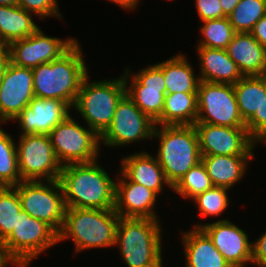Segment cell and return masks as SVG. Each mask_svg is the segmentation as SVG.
Returning a JSON list of instances; mask_svg holds the SVG:
<instances>
[{
	"instance_id": "obj_1",
	"label": "cell",
	"mask_w": 266,
	"mask_h": 267,
	"mask_svg": "<svg viewBox=\"0 0 266 267\" xmlns=\"http://www.w3.org/2000/svg\"><path fill=\"white\" fill-rule=\"evenodd\" d=\"M113 179L97 160L62 166L59 182L66 208L114 209Z\"/></svg>"
},
{
	"instance_id": "obj_2",
	"label": "cell",
	"mask_w": 266,
	"mask_h": 267,
	"mask_svg": "<svg viewBox=\"0 0 266 267\" xmlns=\"http://www.w3.org/2000/svg\"><path fill=\"white\" fill-rule=\"evenodd\" d=\"M82 51L77 41L59 59L32 68L34 96L58 99L73 109L82 81L88 75Z\"/></svg>"
},
{
	"instance_id": "obj_3",
	"label": "cell",
	"mask_w": 266,
	"mask_h": 267,
	"mask_svg": "<svg viewBox=\"0 0 266 267\" xmlns=\"http://www.w3.org/2000/svg\"><path fill=\"white\" fill-rule=\"evenodd\" d=\"M119 220L114 209L66 208L58 243L72 239L76 253L114 247Z\"/></svg>"
},
{
	"instance_id": "obj_4",
	"label": "cell",
	"mask_w": 266,
	"mask_h": 267,
	"mask_svg": "<svg viewBox=\"0 0 266 267\" xmlns=\"http://www.w3.org/2000/svg\"><path fill=\"white\" fill-rule=\"evenodd\" d=\"M159 140L156 158L173 188L195 165L201 162L197 131L194 125L155 126L153 139Z\"/></svg>"
},
{
	"instance_id": "obj_5",
	"label": "cell",
	"mask_w": 266,
	"mask_h": 267,
	"mask_svg": "<svg viewBox=\"0 0 266 267\" xmlns=\"http://www.w3.org/2000/svg\"><path fill=\"white\" fill-rule=\"evenodd\" d=\"M159 220L120 217L115 246L127 267H163Z\"/></svg>"
},
{
	"instance_id": "obj_6",
	"label": "cell",
	"mask_w": 266,
	"mask_h": 267,
	"mask_svg": "<svg viewBox=\"0 0 266 267\" xmlns=\"http://www.w3.org/2000/svg\"><path fill=\"white\" fill-rule=\"evenodd\" d=\"M89 74L82 81L73 108L85 124L101 136L110 126L117 103L126 94L123 75L117 79L90 82Z\"/></svg>"
},
{
	"instance_id": "obj_7",
	"label": "cell",
	"mask_w": 266,
	"mask_h": 267,
	"mask_svg": "<svg viewBox=\"0 0 266 267\" xmlns=\"http://www.w3.org/2000/svg\"><path fill=\"white\" fill-rule=\"evenodd\" d=\"M48 136L62 166L90 163L99 157L102 145L100 136L88 126H81L71 115L59 123Z\"/></svg>"
},
{
	"instance_id": "obj_8",
	"label": "cell",
	"mask_w": 266,
	"mask_h": 267,
	"mask_svg": "<svg viewBox=\"0 0 266 267\" xmlns=\"http://www.w3.org/2000/svg\"><path fill=\"white\" fill-rule=\"evenodd\" d=\"M14 188L18 192L22 210L45 222L58 234L66 209L59 180L21 181Z\"/></svg>"
},
{
	"instance_id": "obj_9",
	"label": "cell",
	"mask_w": 266,
	"mask_h": 267,
	"mask_svg": "<svg viewBox=\"0 0 266 267\" xmlns=\"http://www.w3.org/2000/svg\"><path fill=\"white\" fill-rule=\"evenodd\" d=\"M2 242L20 265H31L46 249L58 244V234L21 209L16 226Z\"/></svg>"
},
{
	"instance_id": "obj_10",
	"label": "cell",
	"mask_w": 266,
	"mask_h": 267,
	"mask_svg": "<svg viewBox=\"0 0 266 267\" xmlns=\"http://www.w3.org/2000/svg\"><path fill=\"white\" fill-rule=\"evenodd\" d=\"M16 143L22 181L59 180L62 165L45 134L20 135Z\"/></svg>"
},
{
	"instance_id": "obj_11",
	"label": "cell",
	"mask_w": 266,
	"mask_h": 267,
	"mask_svg": "<svg viewBox=\"0 0 266 267\" xmlns=\"http://www.w3.org/2000/svg\"><path fill=\"white\" fill-rule=\"evenodd\" d=\"M197 103L196 123L246 127L239 112L233 84L200 81Z\"/></svg>"
},
{
	"instance_id": "obj_12",
	"label": "cell",
	"mask_w": 266,
	"mask_h": 267,
	"mask_svg": "<svg viewBox=\"0 0 266 267\" xmlns=\"http://www.w3.org/2000/svg\"><path fill=\"white\" fill-rule=\"evenodd\" d=\"M155 122L144 114L125 94L117 103L109 128L100 136L108 147H122L141 140L153 139Z\"/></svg>"
},
{
	"instance_id": "obj_13",
	"label": "cell",
	"mask_w": 266,
	"mask_h": 267,
	"mask_svg": "<svg viewBox=\"0 0 266 267\" xmlns=\"http://www.w3.org/2000/svg\"><path fill=\"white\" fill-rule=\"evenodd\" d=\"M124 70L126 94L144 114L156 122L161 117L166 94L163 70L157 64L142 68L136 74L130 73L128 67Z\"/></svg>"
},
{
	"instance_id": "obj_14",
	"label": "cell",
	"mask_w": 266,
	"mask_h": 267,
	"mask_svg": "<svg viewBox=\"0 0 266 267\" xmlns=\"http://www.w3.org/2000/svg\"><path fill=\"white\" fill-rule=\"evenodd\" d=\"M201 156H254L257 142L246 127H224L195 123Z\"/></svg>"
},
{
	"instance_id": "obj_15",
	"label": "cell",
	"mask_w": 266,
	"mask_h": 267,
	"mask_svg": "<svg viewBox=\"0 0 266 267\" xmlns=\"http://www.w3.org/2000/svg\"><path fill=\"white\" fill-rule=\"evenodd\" d=\"M77 39L46 36L39 27L32 35L10 43L7 48L10 62L18 67L34 68L59 59Z\"/></svg>"
},
{
	"instance_id": "obj_16",
	"label": "cell",
	"mask_w": 266,
	"mask_h": 267,
	"mask_svg": "<svg viewBox=\"0 0 266 267\" xmlns=\"http://www.w3.org/2000/svg\"><path fill=\"white\" fill-rule=\"evenodd\" d=\"M198 224V225H197ZM193 225L202 228L213 241L216 249L232 267H245L252 263V242L249 235L227 219Z\"/></svg>"
},
{
	"instance_id": "obj_17",
	"label": "cell",
	"mask_w": 266,
	"mask_h": 267,
	"mask_svg": "<svg viewBox=\"0 0 266 267\" xmlns=\"http://www.w3.org/2000/svg\"><path fill=\"white\" fill-rule=\"evenodd\" d=\"M34 97L32 68L10 62L0 82V124L14 120Z\"/></svg>"
},
{
	"instance_id": "obj_18",
	"label": "cell",
	"mask_w": 266,
	"mask_h": 267,
	"mask_svg": "<svg viewBox=\"0 0 266 267\" xmlns=\"http://www.w3.org/2000/svg\"><path fill=\"white\" fill-rule=\"evenodd\" d=\"M72 108L65 102L51 98L34 97L14 119L21 128L20 135H48L68 115Z\"/></svg>"
},
{
	"instance_id": "obj_19",
	"label": "cell",
	"mask_w": 266,
	"mask_h": 267,
	"mask_svg": "<svg viewBox=\"0 0 266 267\" xmlns=\"http://www.w3.org/2000/svg\"><path fill=\"white\" fill-rule=\"evenodd\" d=\"M116 182L115 212L123 218L159 220L155 211L157 194L147 187L129 180L120 170Z\"/></svg>"
},
{
	"instance_id": "obj_20",
	"label": "cell",
	"mask_w": 266,
	"mask_h": 267,
	"mask_svg": "<svg viewBox=\"0 0 266 267\" xmlns=\"http://www.w3.org/2000/svg\"><path fill=\"white\" fill-rule=\"evenodd\" d=\"M121 159L119 170L132 182L147 187L157 195L163 192L165 186L172 189L157 158L153 157L151 153L135 152Z\"/></svg>"
},
{
	"instance_id": "obj_21",
	"label": "cell",
	"mask_w": 266,
	"mask_h": 267,
	"mask_svg": "<svg viewBox=\"0 0 266 267\" xmlns=\"http://www.w3.org/2000/svg\"><path fill=\"white\" fill-rule=\"evenodd\" d=\"M226 51L243 76L266 75V49L250 32H236Z\"/></svg>"
},
{
	"instance_id": "obj_22",
	"label": "cell",
	"mask_w": 266,
	"mask_h": 267,
	"mask_svg": "<svg viewBox=\"0 0 266 267\" xmlns=\"http://www.w3.org/2000/svg\"><path fill=\"white\" fill-rule=\"evenodd\" d=\"M185 267H232L202 228L182 233Z\"/></svg>"
},
{
	"instance_id": "obj_23",
	"label": "cell",
	"mask_w": 266,
	"mask_h": 267,
	"mask_svg": "<svg viewBox=\"0 0 266 267\" xmlns=\"http://www.w3.org/2000/svg\"><path fill=\"white\" fill-rule=\"evenodd\" d=\"M196 48L200 62V81L236 84L243 77L226 49Z\"/></svg>"
},
{
	"instance_id": "obj_24",
	"label": "cell",
	"mask_w": 266,
	"mask_h": 267,
	"mask_svg": "<svg viewBox=\"0 0 266 267\" xmlns=\"http://www.w3.org/2000/svg\"><path fill=\"white\" fill-rule=\"evenodd\" d=\"M254 156H201L213 186L231 189L246 174L248 164Z\"/></svg>"
},
{
	"instance_id": "obj_25",
	"label": "cell",
	"mask_w": 266,
	"mask_h": 267,
	"mask_svg": "<svg viewBox=\"0 0 266 267\" xmlns=\"http://www.w3.org/2000/svg\"><path fill=\"white\" fill-rule=\"evenodd\" d=\"M185 54L178 53L157 65L163 70L166 94L184 92L197 93L200 83L194 69L186 59Z\"/></svg>"
},
{
	"instance_id": "obj_26",
	"label": "cell",
	"mask_w": 266,
	"mask_h": 267,
	"mask_svg": "<svg viewBox=\"0 0 266 267\" xmlns=\"http://www.w3.org/2000/svg\"><path fill=\"white\" fill-rule=\"evenodd\" d=\"M197 93L165 94L164 108L156 125H194L197 120Z\"/></svg>"
},
{
	"instance_id": "obj_27",
	"label": "cell",
	"mask_w": 266,
	"mask_h": 267,
	"mask_svg": "<svg viewBox=\"0 0 266 267\" xmlns=\"http://www.w3.org/2000/svg\"><path fill=\"white\" fill-rule=\"evenodd\" d=\"M27 12L17 4L0 6V39L8 46L10 43L32 35L39 27Z\"/></svg>"
},
{
	"instance_id": "obj_28",
	"label": "cell",
	"mask_w": 266,
	"mask_h": 267,
	"mask_svg": "<svg viewBox=\"0 0 266 267\" xmlns=\"http://www.w3.org/2000/svg\"><path fill=\"white\" fill-rule=\"evenodd\" d=\"M234 85L240 115L246 123L262 102V76H243Z\"/></svg>"
},
{
	"instance_id": "obj_29",
	"label": "cell",
	"mask_w": 266,
	"mask_h": 267,
	"mask_svg": "<svg viewBox=\"0 0 266 267\" xmlns=\"http://www.w3.org/2000/svg\"><path fill=\"white\" fill-rule=\"evenodd\" d=\"M21 181L16 143L0 127V187H14Z\"/></svg>"
},
{
	"instance_id": "obj_30",
	"label": "cell",
	"mask_w": 266,
	"mask_h": 267,
	"mask_svg": "<svg viewBox=\"0 0 266 267\" xmlns=\"http://www.w3.org/2000/svg\"><path fill=\"white\" fill-rule=\"evenodd\" d=\"M202 22L200 31L203 38L196 47L226 49L236 33L228 17Z\"/></svg>"
},
{
	"instance_id": "obj_31",
	"label": "cell",
	"mask_w": 266,
	"mask_h": 267,
	"mask_svg": "<svg viewBox=\"0 0 266 267\" xmlns=\"http://www.w3.org/2000/svg\"><path fill=\"white\" fill-rule=\"evenodd\" d=\"M264 15L266 0H240L227 17L235 32H251Z\"/></svg>"
},
{
	"instance_id": "obj_32",
	"label": "cell",
	"mask_w": 266,
	"mask_h": 267,
	"mask_svg": "<svg viewBox=\"0 0 266 267\" xmlns=\"http://www.w3.org/2000/svg\"><path fill=\"white\" fill-rule=\"evenodd\" d=\"M212 187L213 184L208 176L206 167L201 161L192 167L172 190L182 196V198L184 196V198L190 200Z\"/></svg>"
},
{
	"instance_id": "obj_33",
	"label": "cell",
	"mask_w": 266,
	"mask_h": 267,
	"mask_svg": "<svg viewBox=\"0 0 266 267\" xmlns=\"http://www.w3.org/2000/svg\"><path fill=\"white\" fill-rule=\"evenodd\" d=\"M21 209L17 190L14 187H0V241L13 231Z\"/></svg>"
},
{
	"instance_id": "obj_34",
	"label": "cell",
	"mask_w": 266,
	"mask_h": 267,
	"mask_svg": "<svg viewBox=\"0 0 266 267\" xmlns=\"http://www.w3.org/2000/svg\"><path fill=\"white\" fill-rule=\"evenodd\" d=\"M228 188L213 186L192 199L202 217L220 216L229 207Z\"/></svg>"
},
{
	"instance_id": "obj_35",
	"label": "cell",
	"mask_w": 266,
	"mask_h": 267,
	"mask_svg": "<svg viewBox=\"0 0 266 267\" xmlns=\"http://www.w3.org/2000/svg\"><path fill=\"white\" fill-rule=\"evenodd\" d=\"M249 135L261 144L266 142V75L262 76V102L259 111L246 122Z\"/></svg>"
},
{
	"instance_id": "obj_36",
	"label": "cell",
	"mask_w": 266,
	"mask_h": 267,
	"mask_svg": "<svg viewBox=\"0 0 266 267\" xmlns=\"http://www.w3.org/2000/svg\"><path fill=\"white\" fill-rule=\"evenodd\" d=\"M17 5L39 19L56 17L61 19L57 0H17Z\"/></svg>"
},
{
	"instance_id": "obj_37",
	"label": "cell",
	"mask_w": 266,
	"mask_h": 267,
	"mask_svg": "<svg viewBox=\"0 0 266 267\" xmlns=\"http://www.w3.org/2000/svg\"><path fill=\"white\" fill-rule=\"evenodd\" d=\"M197 14L201 21L227 17L219 0H195Z\"/></svg>"
},
{
	"instance_id": "obj_38",
	"label": "cell",
	"mask_w": 266,
	"mask_h": 267,
	"mask_svg": "<svg viewBox=\"0 0 266 267\" xmlns=\"http://www.w3.org/2000/svg\"><path fill=\"white\" fill-rule=\"evenodd\" d=\"M252 263L257 267H266V232L252 242Z\"/></svg>"
},
{
	"instance_id": "obj_39",
	"label": "cell",
	"mask_w": 266,
	"mask_h": 267,
	"mask_svg": "<svg viewBox=\"0 0 266 267\" xmlns=\"http://www.w3.org/2000/svg\"><path fill=\"white\" fill-rule=\"evenodd\" d=\"M250 33L266 49V15L254 25Z\"/></svg>"
},
{
	"instance_id": "obj_40",
	"label": "cell",
	"mask_w": 266,
	"mask_h": 267,
	"mask_svg": "<svg viewBox=\"0 0 266 267\" xmlns=\"http://www.w3.org/2000/svg\"><path fill=\"white\" fill-rule=\"evenodd\" d=\"M11 265L18 267L20 263L9 253L3 242L0 241V267H11Z\"/></svg>"
},
{
	"instance_id": "obj_41",
	"label": "cell",
	"mask_w": 266,
	"mask_h": 267,
	"mask_svg": "<svg viewBox=\"0 0 266 267\" xmlns=\"http://www.w3.org/2000/svg\"><path fill=\"white\" fill-rule=\"evenodd\" d=\"M10 63V55L7 46L0 50V82L4 76L5 70Z\"/></svg>"
},
{
	"instance_id": "obj_42",
	"label": "cell",
	"mask_w": 266,
	"mask_h": 267,
	"mask_svg": "<svg viewBox=\"0 0 266 267\" xmlns=\"http://www.w3.org/2000/svg\"><path fill=\"white\" fill-rule=\"evenodd\" d=\"M223 13L228 16L237 6L240 0H219Z\"/></svg>"
},
{
	"instance_id": "obj_43",
	"label": "cell",
	"mask_w": 266,
	"mask_h": 267,
	"mask_svg": "<svg viewBox=\"0 0 266 267\" xmlns=\"http://www.w3.org/2000/svg\"><path fill=\"white\" fill-rule=\"evenodd\" d=\"M108 1L118 4V6H121V8H124L125 10H135L136 8V0H108Z\"/></svg>"
},
{
	"instance_id": "obj_44",
	"label": "cell",
	"mask_w": 266,
	"mask_h": 267,
	"mask_svg": "<svg viewBox=\"0 0 266 267\" xmlns=\"http://www.w3.org/2000/svg\"><path fill=\"white\" fill-rule=\"evenodd\" d=\"M17 4V0H0V6Z\"/></svg>"
},
{
	"instance_id": "obj_45",
	"label": "cell",
	"mask_w": 266,
	"mask_h": 267,
	"mask_svg": "<svg viewBox=\"0 0 266 267\" xmlns=\"http://www.w3.org/2000/svg\"><path fill=\"white\" fill-rule=\"evenodd\" d=\"M6 45L3 43V41L0 39V50L4 49Z\"/></svg>"
},
{
	"instance_id": "obj_46",
	"label": "cell",
	"mask_w": 266,
	"mask_h": 267,
	"mask_svg": "<svg viewBox=\"0 0 266 267\" xmlns=\"http://www.w3.org/2000/svg\"><path fill=\"white\" fill-rule=\"evenodd\" d=\"M29 265H19L18 267H28Z\"/></svg>"
},
{
	"instance_id": "obj_47",
	"label": "cell",
	"mask_w": 266,
	"mask_h": 267,
	"mask_svg": "<svg viewBox=\"0 0 266 267\" xmlns=\"http://www.w3.org/2000/svg\"><path fill=\"white\" fill-rule=\"evenodd\" d=\"M138 1H140V0H136V8H137L138 4L140 3V2H138Z\"/></svg>"
}]
</instances>
